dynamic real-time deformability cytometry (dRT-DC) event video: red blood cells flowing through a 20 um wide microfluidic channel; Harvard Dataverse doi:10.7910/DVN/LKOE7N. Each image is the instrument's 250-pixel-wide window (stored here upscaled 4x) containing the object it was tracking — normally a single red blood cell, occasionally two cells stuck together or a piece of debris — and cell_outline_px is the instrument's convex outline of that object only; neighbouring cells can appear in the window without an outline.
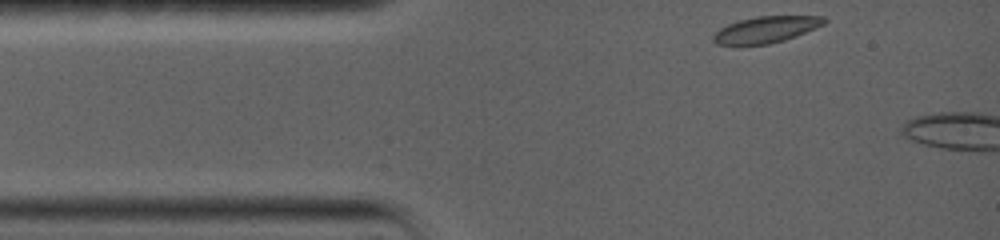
{"species": "common noctule bat (a hibernating species)", "species_latin": "Nyctalus noctula", "temperature_condition": "warm", "stored_images_in_passage": 2, "camera_frame_rate_fps": 5000, "um_per_image_px": 0.085, "animal": {"sex": "female", "body_mass_g": 19.0, "forearm_length_mm": 56.7}, "frame": {"image": 1, "passage_image": 1, "time_ms": 0.0, "image_size_px": [1000, 240], "cell_outline_px": [[828, 20], [824, 24], [816, 28], [796, 36], [784, 40], [768, 44], [716, 44], [712, 40], [712, 36], [720, 28], [728, 24], [740, 20], [756, 16], [824, 16]], "centroid_in_image_um": [65.13, 2.5], "position_along_channel_um": 19.9, "area_um2": 16.94}}